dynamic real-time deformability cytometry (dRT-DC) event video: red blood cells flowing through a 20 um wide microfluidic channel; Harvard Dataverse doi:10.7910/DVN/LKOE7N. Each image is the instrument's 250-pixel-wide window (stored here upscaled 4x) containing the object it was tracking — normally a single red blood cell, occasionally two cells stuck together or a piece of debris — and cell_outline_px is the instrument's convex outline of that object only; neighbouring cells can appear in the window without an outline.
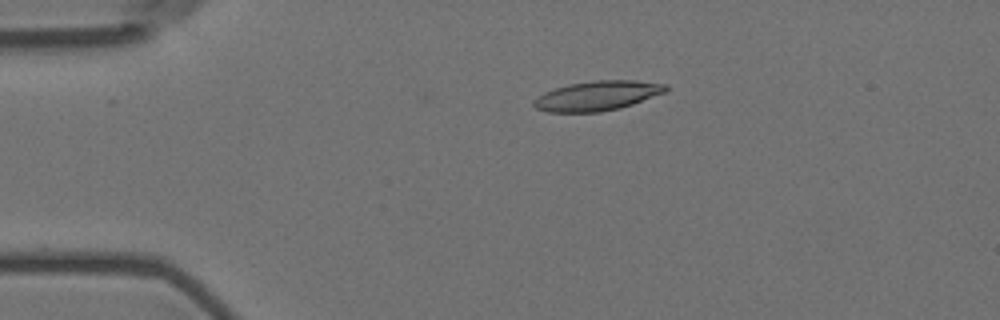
{"species": "Egyptian fruit bat (a non-hibernating species)", "species_latin": "Rousettus aegyptiacus", "temperature_condition": "room temperature", "stored_images_in_passage": 10, "camera_frame_rate_fps": 3000, "um_per_image_px": 0.085, "animal": {"sex": "female"}, "frame": {"image": 1, "passage_image": 4, "time_ms": 1.0, "image_size_px": [1000, 320], "cell_outline_px": [[668, 92], [620, 108], [600, 112], [548, 112], [536, 108], [532, 104], [532, 100], [544, 92], [568, 84], [592, 80], [636, 80], [668, 84]], "centroid_in_image_um": [50.8, 8.13], "position_along_channel_um": 34.2, "area_um2": 23.06}}
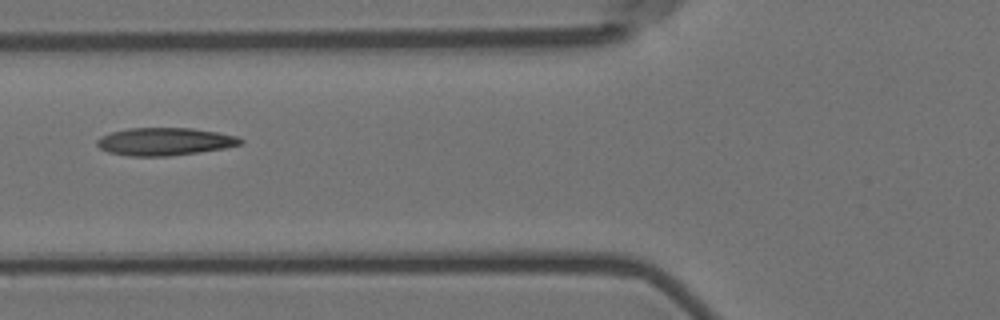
{"frame": {"image": 2, "passage_image": 7, "time_ms": 2.0, "image_size_px": [1000, 320], "cell_outline_px": [[244, 140], [240, 144], [224, 148], [168, 156], [128, 156], [108, 152], [100, 148], [96, 144], [96, 140], [100, 136], [112, 132], [128, 128], [192, 128], [216, 132], [236, 136]], "centroid_in_image_um": [13.95, 12.03], "position_along_channel_um": 111.9, "area_um2": 23.0}}
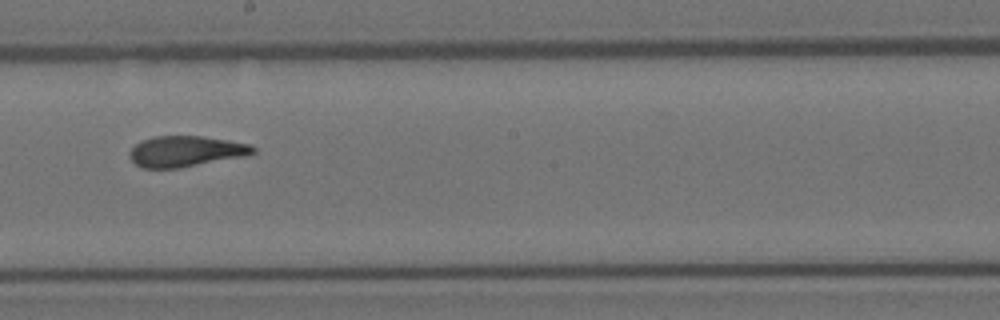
{"frame": {"image": 3, "passage_image": 10, "time_ms": 3.0, "image_size_px": [1000, 320], "cell_outline_px": [[256, 152], [244, 156], [180, 168], [144, 168], [136, 164], [128, 156], [128, 152], [140, 140], [152, 136], [200, 136], [228, 140], [252, 144], [256, 148]], "centroid_in_image_um": [15.78, 12.85], "position_along_channel_um": 232.4, "area_um2": 22.25}}